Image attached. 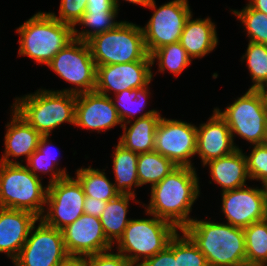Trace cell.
I'll return each instance as SVG.
<instances>
[{
	"mask_svg": "<svg viewBox=\"0 0 267 266\" xmlns=\"http://www.w3.org/2000/svg\"><path fill=\"white\" fill-rule=\"evenodd\" d=\"M194 167L177 166L151 187L146 213L163 219L182 231L193 220L191 207L199 196V181Z\"/></svg>",
	"mask_w": 267,
	"mask_h": 266,
	"instance_id": "cell-1",
	"label": "cell"
},
{
	"mask_svg": "<svg viewBox=\"0 0 267 266\" xmlns=\"http://www.w3.org/2000/svg\"><path fill=\"white\" fill-rule=\"evenodd\" d=\"M182 231L205 256L208 266H246L243 228L193 219Z\"/></svg>",
	"mask_w": 267,
	"mask_h": 266,
	"instance_id": "cell-2",
	"label": "cell"
},
{
	"mask_svg": "<svg viewBox=\"0 0 267 266\" xmlns=\"http://www.w3.org/2000/svg\"><path fill=\"white\" fill-rule=\"evenodd\" d=\"M19 56L48 64L54 56L74 39V27L60 22L48 12H38L18 29Z\"/></svg>",
	"mask_w": 267,
	"mask_h": 266,
	"instance_id": "cell-3",
	"label": "cell"
},
{
	"mask_svg": "<svg viewBox=\"0 0 267 266\" xmlns=\"http://www.w3.org/2000/svg\"><path fill=\"white\" fill-rule=\"evenodd\" d=\"M12 108L42 136H49L60 124H75L76 95L52 90L15 98Z\"/></svg>",
	"mask_w": 267,
	"mask_h": 266,
	"instance_id": "cell-4",
	"label": "cell"
},
{
	"mask_svg": "<svg viewBox=\"0 0 267 266\" xmlns=\"http://www.w3.org/2000/svg\"><path fill=\"white\" fill-rule=\"evenodd\" d=\"M96 67L151 59L142 27L121 21L114 29L96 35L88 42Z\"/></svg>",
	"mask_w": 267,
	"mask_h": 266,
	"instance_id": "cell-5",
	"label": "cell"
},
{
	"mask_svg": "<svg viewBox=\"0 0 267 266\" xmlns=\"http://www.w3.org/2000/svg\"><path fill=\"white\" fill-rule=\"evenodd\" d=\"M47 188L25 165L0 162V207L28 211L40 219Z\"/></svg>",
	"mask_w": 267,
	"mask_h": 266,
	"instance_id": "cell-6",
	"label": "cell"
},
{
	"mask_svg": "<svg viewBox=\"0 0 267 266\" xmlns=\"http://www.w3.org/2000/svg\"><path fill=\"white\" fill-rule=\"evenodd\" d=\"M152 216L151 219H131L123 235L116 242L118 252L132 266L135 264V266H139L146 259L164 250L178 232L177 228L171 223L155 215ZM141 259L142 262L139 263L138 261Z\"/></svg>",
	"mask_w": 267,
	"mask_h": 266,
	"instance_id": "cell-7",
	"label": "cell"
},
{
	"mask_svg": "<svg viewBox=\"0 0 267 266\" xmlns=\"http://www.w3.org/2000/svg\"><path fill=\"white\" fill-rule=\"evenodd\" d=\"M226 108L222 112L218 108L214 109L226 121L232 138L237 134L252 145L265 143L267 110L260 90L249 89Z\"/></svg>",
	"mask_w": 267,
	"mask_h": 266,
	"instance_id": "cell-8",
	"label": "cell"
},
{
	"mask_svg": "<svg viewBox=\"0 0 267 266\" xmlns=\"http://www.w3.org/2000/svg\"><path fill=\"white\" fill-rule=\"evenodd\" d=\"M58 76L76 88L62 92L79 95L95 91L97 67L87 42L74 38L47 64Z\"/></svg>",
	"mask_w": 267,
	"mask_h": 266,
	"instance_id": "cell-9",
	"label": "cell"
},
{
	"mask_svg": "<svg viewBox=\"0 0 267 266\" xmlns=\"http://www.w3.org/2000/svg\"><path fill=\"white\" fill-rule=\"evenodd\" d=\"M46 195V215L41 219L58 230L75 222L84 213L85 193L79 181L66 176L48 184Z\"/></svg>",
	"mask_w": 267,
	"mask_h": 266,
	"instance_id": "cell-10",
	"label": "cell"
},
{
	"mask_svg": "<svg viewBox=\"0 0 267 266\" xmlns=\"http://www.w3.org/2000/svg\"><path fill=\"white\" fill-rule=\"evenodd\" d=\"M39 220L36 230L35 223L32 225L25 244L12 261L14 266H59L68 256L62 230L47 225L41 218Z\"/></svg>",
	"mask_w": 267,
	"mask_h": 266,
	"instance_id": "cell-11",
	"label": "cell"
},
{
	"mask_svg": "<svg viewBox=\"0 0 267 266\" xmlns=\"http://www.w3.org/2000/svg\"><path fill=\"white\" fill-rule=\"evenodd\" d=\"M190 14L188 0H173L156 9L142 28L149 55L164 45L179 42Z\"/></svg>",
	"mask_w": 267,
	"mask_h": 266,
	"instance_id": "cell-12",
	"label": "cell"
},
{
	"mask_svg": "<svg viewBox=\"0 0 267 266\" xmlns=\"http://www.w3.org/2000/svg\"><path fill=\"white\" fill-rule=\"evenodd\" d=\"M196 126L161 117L156 131L154 150L176 166L193 167L190 157L196 154Z\"/></svg>",
	"mask_w": 267,
	"mask_h": 266,
	"instance_id": "cell-13",
	"label": "cell"
},
{
	"mask_svg": "<svg viewBox=\"0 0 267 266\" xmlns=\"http://www.w3.org/2000/svg\"><path fill=\"white\" fill-rule=\"evenodd\" d=\"M152 59H142L124 64L97 66L95 91L109 96L128 89L142 88L152 80Z\"/></svg>",
	"mask_w": 267,
	"mask_h": 266,
	"instance_id": "cell-14",
	"label": "cell"
},
{
	"mask_svg": "<svg viewBox=\"0 0 267 266\" xmlns=\"http://www.w3.org/2000/svg\"><path fill=\"white\" fill-rule=\"evenodd\" d=\"M222 211L228 224L245 228L267 218L263 191L246 185L222 192Z\"/></svg>",
	"mask_w": 267,
	"mask_h": 266,
	"instance_id": "cell-15",
	"label": "cell"
},
{
	"mask_svg": "<svg viewBox=\"0 0 267 266\" xmlns=\"http://www.w3.org/2000/svg\"><path fill=\"white\" fill-rule=\"evenodd\" d=\"M68 255H91L112 249L100 218L83 213L75 222L62 229Z\"/></svg>",
	"mask_w": 267,
	"mask_h": 266,
	"instance_id": "cell-16",
	"label": "cell"
},
{
	"mask_svg": "<svg viewBox=\"0 0 267 266\" xmlns=\"http://www.w3.org/2000/svg\"><path fill=\"white\" fill-rule=\"evenodd\" d=\"M122 121L110 96L96 91L76 95L75 124L78 127L108 130Z\"/></svg>",
	"mask_w": 267,
	"mask_h": 266,
	"instance_id": "cell-17",
	"label": "cell"
},
{
	"mask_svg": "<svg viewBox=\"0 0 267 266\" xmlns=\"http://www.w3.org/2000/svg\"><path fill=\"white\" fill-rule=\"evenodd\" d=\"M196 130V154L200 156L203 166L211 160L227 156L239 149L234 145L229 126L215 109L208 122L201 124Z\"/></svg>",
	"mask_w": 267,
	"mask_h": 266,
	"instance_id": "cell-18",
	"label": "cell"
},
{
	"mask_svg": "<svg viewBox=\"0 0 267 266\" xmlns=\"http://www.w3.org/2000/svg\"><path fill=\"white\" fill-rule=\"evenodd\" d=\"M37 221L39 218L31 212L0 207V253H6L13 261Z\"/></svg>",
	"mask_w": 267,
	"mask_h": 266,
	"instance_id": "cell-19",
	"label": "cell"
},
{
	"mask_svg": "<svg viewBox=\"0 0 267 266\" xmlns=\"http://www.w3.org/2000/svg\"><path fill=\"white\" fill-rule=\"evenodd\" d=\"M10 123L6 125L5 134V154L0 159L1 163L19 164L9 159V157H20L26 155L28 159L38 147V142L42 136L26 120H24L14 109Z\"/></svg>",
	"mask_w": 267,
	"mask_h": 266,
	"instance_id": "cell-20",
	"label": "cell"
},
{
	"mask_svg": "<svg viewBox=\"0 0 267 266\" xmlns=\"http://www.w3.org/2000/svg\"><path fill=\"white\" fill-rule=\"evenodd\" d=\"M191 19L192 14L185 22L179 43L191 59L202 58L213 51L218 43L216 28L210 18Z\"/></svg>",
	"mask_w": 267,
	"mask_h": 266,
	"instance_id": "cell-21",
	"label": "cell"
},
{
	"mask_svg": "<svg viewBox=\"0 0 267 266\" xmlns=\"http://www.w3.org/2000/svg\"><path fill=\"white\" fill-rule=\"evenodd\" d=\"M160 119L157 110H149L137 117L128 129L126 124H122L124 132L118 143L137 154L153 151L155 131Z\"/></svg>",
	"mask_w": 267,
	"mask_h": 266,
	"instance_id": "cell-22",
	"label": "cell"
},
{
	"mask_svg": "<svg viewBox=\"0 0 267 266\" xmlns=\"http://www.w3.org/2000/svg\"><path fill=\"white\" fill-rule=\"evenodd\" d=\"M209 165L212 181L222 187V192L245 186L249 178L246 155L240 149L206 163Z\"/></svg>",
	"mask_w": 267,
	"mask_h": 266,
	"instance_id": "cell-23",
	"label": "cell"
},
{
	"mask_svg": "<svg viewBox=\"0 0 267 266\" xmlns=\"http://www.w3.org/2000/svg\"><path fill=\"white\" fill-rule=\"evenodd\" d=\"M113 153V170L115 173V190L119 194H128L135 196L132 191L133 185L139 187L137 174L138 155L131 150L125 149L119 143L115 146Z\"/></svg>",
	"mask_w": 267,
	"mask_h": 266,
	"instance_id": "cell-24",
	"label": "cell"
},
{
	"mask_svg": "<svg viewBox=\"0 0 267 266\" xmlns=\"http://www.w3.org/2000/svg\"><path fill=\"white\" fill-rule=\"evenodd\" d=\"M135 196L119 194L114 199L107 201L106 207L102 212L100 221L107 239L113 244L123 235L125 228L131 219H127L129 200ZM115 239V240H114Z\"/></svg>",
	"mask_w": 267,
	"mask_h": 266,
	"instance_id": "cell-25",
	"label": "cell"
},
{
	"mask_svg": "<svg viewBox=\"0 0 267 266\" xmlns=\"http://www.w3.org/2000/svg\"><path fill=\"white\" fill-rule=\"evenodd\" d=\"M177 166L155 150L138 155L137 174L139 186L151 183L155 186Z\"/></svg>",
	"mask_w": 267,
	"mask_h": 266,
	"instance_id": "cell-26",
	"label": "cell"
},
{
	"mask_svg": "<svg viewBox=\"0 0 267 266\" xmlns=\"http://www.w3.org/2000/svg\"><path fill=\"white\" fill-rule=\"evenodd\" d=\"M76 179L81 184L86 197L109 201L119 193L115 190L114 183L106 177L105 172L98 169L81 168L76 171Z\"/></svg>",
	"mask_w": 267,
	"mask_h": 266,
	"instance_id": "cell-27",
	"label": "cell"
},
{
	"mask_svg": "<svg viewBox=\"0 0 267 266\" xmlns=\"http://www.w3.org/2000/svg\"><path fill=\"white\" fill-rule=\"evenodd\" d=\"M246 266H267V218L243 228Z\"/></svg>",
	"mask_w": 267,
	"mask_h": 266,
	"instance_id": "cell-28",
	"label": "cell"
},
{
	"mask_svg": "<svg viewBox=\"0 0 267 266\" xmlns=\"http://www.w3.org/2000/svg\"><path fill=\"white\" fill-rule=\"evenodd\" d=\"M155 58L159 62V71L166 69L174 75H179L191 63V58L187 51L179 42L164 45L151 54L152 64Z\"/></svg>",
	"mask_w": 267,
	"mask_h": 266,
	"instance_id": "cell-29",
	"label": "cell"
},
{
	"mask_svg": "<svg viewBox=\"0 0 267 266\" xmlns=\"http://www.w3.org/2000/svg\"><path fill=\"white\" fill-rule=\"evenodd\" d=\"M242 57L246 58L254 83L249 89L260 90L267 86V45L249 41L247 51Z\"/></svg>",
	"mask_w": 267,
	"mask_h": 266,
	"instance_id": "cell-30",
	"label": "cell"
},
{
	"mask_svg": "<svg viewBox=\"0 0 267 266\" xmlns=\"http://www.w3.org/2000/svg\"><path fill=\"white\" fill-rule=\"evenodd\" d=\"M148 85L137 89H128L115 94L116 98L113 100L114 107L124 124H129L132 121L127 120L130 116L133 118L137 112L143 110L147 105Z\"/></svg>",
	"mask_w": 267,
	"mask_h": 266,
	"instance_id": "cell-31",
	"label": "cell"
},
{
	"mask_svg": "<svg viewBox=\"0 0 267 266\" xmlns=\"http://www.w3.org/2000/svg\"><path fill=\"white\" fill-rule=\"evenodd\" d=\"M118 12H93L84 13L82 18L77 22L85 27H90L92 30L79 31L74 28V38L88 42L96 35L102 34L108 30L114 29L121 22H115V17Z\"/></svg>",
	"mask_w": 267,
	"mask_h": 266,
	"instance_id": "cell-32",
	"label": "cell"
},
{
	"mask_svg": "<svg viewBox=\"0 0 267 266\" xmlns=\"http://www.w3.org/2000/svg\"><path fill=\"white\" fill-rule=\"evenodd\" d=\"M233 14L245 26L249 41L267 45V15L252 9L248 4L241 11L234 10Z\"/></svg>",
	"mask_w": 267,
	"mask_h": 266,
	"instance_id": "cell-33",
	"label": "cell"
},
{
	"mask_svg": "<svg viewBox=\"0 0 267 266\" xmlns=\"http://www.w3.org/2000/svg\"><path fill=\"white\" fill-rule=\"evenodd\" d=\"M174 236V255L177 266H208L205 256L183 232Z\"/></svg>",
	"mask_w": 267,
	"mask_h": 266,
	"instance_id": "cell-34",
	"label": "cell"
},
{
	"mask_svg": "<svg viewBox=\"0 0 267 266\" xmlns=\"http://www.w3.org/2000/svg\"><path fill=\"white\" fill-rule=\"evenodd\" d=\"M246 160L249 179L264 181L267 178V145H254Z\"/></svg>",
	"mask_w": 267,
	"mask_h": 266,
	"instance_id": "cell-35",
	"label": "cell"
},
{
	"mask_svg": "<svg viewBox=\"0 0 267 266\" xmlns=\"http://www.w3.org/2000/svg\"><path fill=\"white\" fill-rule=\"evenodd\" d=\"M28 164L26 165V167L36 176L39 177L37 172H41V173H47V172H51V178L49 181V184L54 183L60 179L65 178L66 176H69V174H67L65 169H57V167L55 166V164H53V162L48 159L47 157L41 156V152L36 149L34 151V153L28 158L26 159ZM56 167V171L55 170Z\"/></svg>",
	"mask_w": 267,
	"mask_h": 266,
	"instance_id": "cell-36",
	"label": "cell"
},
{
	"mask_svg": "<svg viewBox=\"0 0 267 266\" xmlns=\"http://www.w3.org/2000/svg\"><path fill=\"white\" fill-rule=\"evenodd\" d=\"M87 0H61L59 17L51 13L55 19L75 28L77 22L86 11Z\"/></svg>",
	"mask_w": 267,
	"mask_h": 266,
	"instance_id": "cell-37",
	"label": "cell"
},
{
	"mask_svg": "<svg viewBox=\"0 0 267 266\" xmlns=\"http://www.w3.org/2000/svg\"><path fill=\"white\" fill-rule=\"evenodd\" d=\"M108 251L88 255V266H132L120 252Z\"/></svg>",
	"mask_w": 267,
	"mask_h": 266,
	"instance_id": "cell-38",
	"label": "cell"
},
{
	"mask_svg": "<svg viewBox=\"0 0 267 266\" xmlns=\"http://www.w3.org/2000/svg\"><path fill=\"white\" fill-rule=\"evenodd\" d=\"M139 266H177L174 255V237L164 250L146 259Z\"/></svg>",
	"mask_w": 267,
	"mask_h": 266,
	"instance_id": "cell-39",
	"label": "cell"
},
{
	"mask_svg": "<svg viewBox=\"0 0 267 266\" xmlns=\"http://www.w3.org/2000/svg\"><path fill=\"white\" fill-rule=\"evenodd\" d=\"M118 10L113 0H87L85 13L117 12Z\"/></svg>",
	"mask_w": 267,
	"mask_h": 266,
	"instance_id": "cell-40",
	"label": "cell"
},
{
	"mask_svg": "<svg viewBox=\"0 0 267 266\" xmlns=\"http://www.w3.org/2000/svg\"><path fill=\"white\" fill-rule=\"evenodd\" d=\"M106 204V201L86 197L84 201V213L100 218Z\"/></svg>",
	"mask_w": 267,
	"mask_h": 266,
	"instance_id": "cell-41",
	"label": "cell"
},
{
	"mask_svg": "<svg viewBox=\"0 0 267 266\" xmlns=\"http://www.w3.org/2000/svg\"><path fill=\"white\" fill-rule=\"evenodd\" d=\"M59 266H88V255H68Z\"/></svg>",
	"mask_w": 267,
	"mask_h": 266,
	"instance_id": "cell-42",
	"label": "cell"
},
{
	"mask_svg": "<svg viewBox=\"0 0 267 266\" xmlns=\"http://www.w3.org/2000/svg\"><path fill=\"white\" fill-rule=\"evenodd\" d=\"M49 136H41L38 142V147L37 149L41 152V156L47 157L48 159H50L53 164H55L56 166L59 165L58 162H56V158H53V156H51V151L50 149L52 148L49 143L48 140ZM50 147V148H49ZM53 155V153H52ZM52 158V159H51Z\"/></svg>",
	"mask_w": 267,
	"mask_h": 266,
	"instance_id": "cell-43",
	"label": "cell"
},
{
	"mask_svg": "<svg viewBox=\"0 0 267 266\" xmlns=\"http://www.w3.org/2000/svg\"><path fill=\"white\" fill-rule=\"evenodd\" d=\"M252 9L267 15V0H250L248 4Z\"/></svg>",
	"mask_w": 267,
	"mask_h": 266,
	"instance_id": "cell-44",
	"label": "cell"
},
{
	"mask_svg": "<svg viewBox=\"0 0 267 266\" xmlns=\"http://www.w3.org/2000/svg\"><path fill=\"white\" fill-rule=\"evenodd\" d=\"M114 3H115V6L118 8L119 6V3L118 1L119 0H113ZM125 1H128L130 3H133V4H138V5H142L143 7H150L152 8L153 10L156 9V4H155V1L154 0H125Z\"/></svg>",
	"mask_w": 267,
	"mask_h": 266,
	"instance_id": "cell-45",
	"label": "cell"
},
{
	"mask_svg": "<svg viewBox=\"0 0 267 266\" xmlns=\"http://www.w3.org/2000/svg\"><path fill=\"white\" fill-rule=\"evenodd\" d=\"M262 191H263V195H264V200H265V203H266V206H267V178L262 181Z\"/></svg>",
	"mask_w": 267,
	"mask_h": 266,
	"instance_id": "cell-46",
	"label": "cell"
},
{
	"mask_svg": "<svg viewBox=\"0 0 267 266\" xmlns=\"http://www.w3.org/2000/svg\"><path fill=\"white\" fill-rule=\"evenodd\" d=\"M267 86L263 87L262 89H260L263 97H264V101H265V106H266V110H267Z\"/></svg>",
	"mask_w": 267,
	"mask_h": 266,
	"instance_id": "cell-47",
	"label": "cell"
},
{
	"mask_svg": "<svg viewBox=\"0 0 267 266\" xmlns=\"http://www.w3.org/2000/svg\"><path fill=\"white\" fill-rule=\"evenodd\" d=\"M265 144L267 145V131H266V141H265Z\"/></svg>",
	"mask_w": 267,
	"mask_h": 266,
	"instance_id": "cell-48",
	"label": "cell"
}]
</instances>
